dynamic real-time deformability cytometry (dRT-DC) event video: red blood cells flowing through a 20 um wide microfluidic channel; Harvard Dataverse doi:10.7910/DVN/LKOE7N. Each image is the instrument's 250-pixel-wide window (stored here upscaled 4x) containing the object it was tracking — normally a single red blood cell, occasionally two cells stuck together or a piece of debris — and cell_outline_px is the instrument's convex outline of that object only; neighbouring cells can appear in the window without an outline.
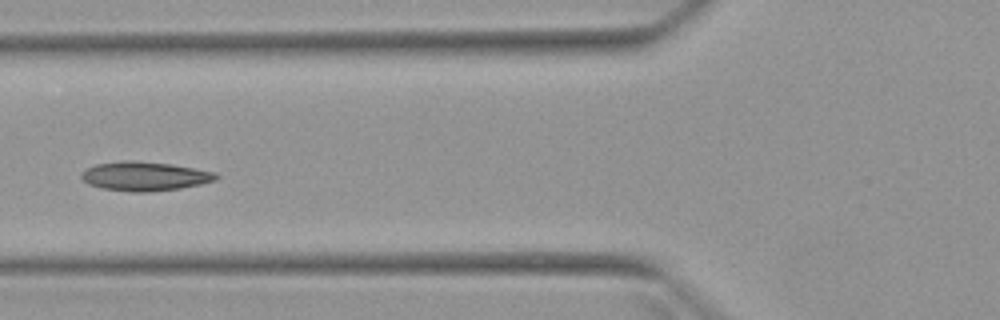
{"species": "Egyptian fruit bat (a non-hibernating species)", "species_latin": "Rousettus aegyptiacus", "temperature_condition": "warm", "stored_images_in_passage": 5, "camera_frame_rate_fps": 3000, "um_per_image_px": 0.085, "animal": {"sex": "female"}, "frame": {"image": 1, "passage_image": 4, "time_ms": 5.0, "image_size_px": [1000, 320], "cell_outline_px": [[220, 176], [216, 180], [200, 184], [180, 188], [148, 192], [132, 192], [100, 188], [88, 184], [80, 176], [88, 168], [96, 164], [124, 160], [172, 164], [216, 172]], "centroid_in_image_um": [12.32, 14.98], "position_along_channel_um": 113.5, "area_um2": 22.72}}
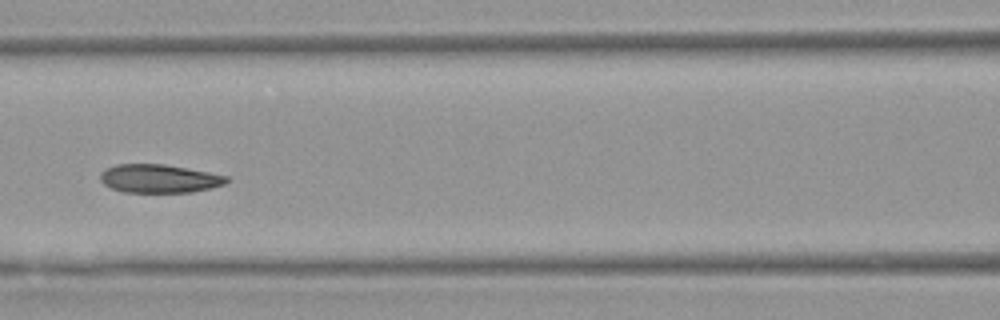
{"frame": {"image": 2, "passage_image": 5, "time_ms": 6.0, "image_size_px": [1000, 320], "cell_outline_px": [[228, 180], [224, 184], [192, 192], [124, 192], [112, 188], [104, 184], [100, 180], [100, 172], [104, 168], [116, 164], [164, 164], [208, 172], [228, 176]], "centroid_in_image_um": [13.48, 15.17], "position_along_channel_um": 153.1, "area_um2": 20.81}}